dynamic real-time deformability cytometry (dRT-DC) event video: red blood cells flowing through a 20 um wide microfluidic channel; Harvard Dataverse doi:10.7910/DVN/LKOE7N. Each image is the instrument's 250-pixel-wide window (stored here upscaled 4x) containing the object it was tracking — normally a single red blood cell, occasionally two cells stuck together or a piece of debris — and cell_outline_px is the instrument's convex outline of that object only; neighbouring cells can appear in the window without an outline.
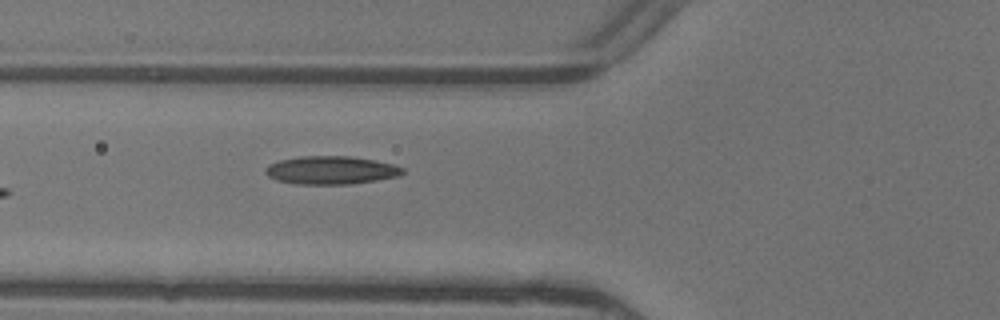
{"species": "common noctule bat (a hibernating species)", "species_latin": "Nyctalus noctula", "temperature_condition": "warm", "stored_images_in_passage": 7, "camera_frame_rate_fps": 3000, "um_per_image_px": 0.085, "animal": {"sex": "female"}, "frame": {"image": 1, "passage_image": 7, "time_ms": 2.0, "image_size_px": [1000, 320], "cell_outline_px": [[404, 172], [400, 176], [376, 180], [348, 184], [296, 184], [276, 180], [268, 176], [264, 172], [264, 168], [268, 164], [280, 160], [300, 156], [352, 156], [376, 160], [392, 164], [404, 168]], "centroid_in_image_um": [28.12, 14.46], "position_along_channel_um": 97.7, "area_um2": 22.66}}